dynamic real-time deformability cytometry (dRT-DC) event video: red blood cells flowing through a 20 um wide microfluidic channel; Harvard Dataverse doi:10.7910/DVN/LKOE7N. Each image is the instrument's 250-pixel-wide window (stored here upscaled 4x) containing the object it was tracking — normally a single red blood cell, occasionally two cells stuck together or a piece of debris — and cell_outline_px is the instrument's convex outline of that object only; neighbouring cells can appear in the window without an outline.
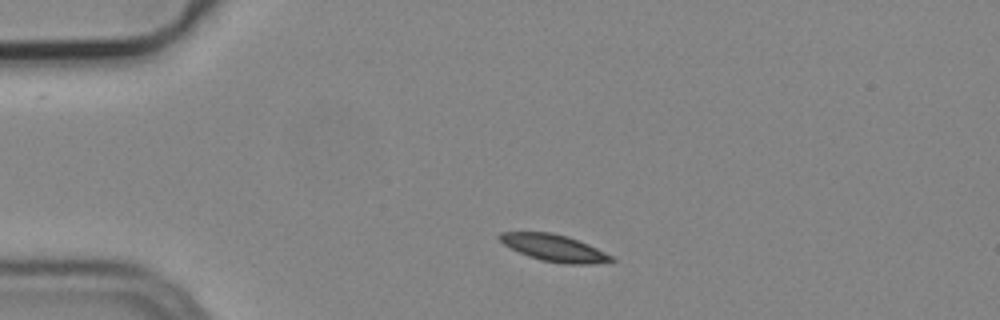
{"species": "common noctule bat (a hibernating species)", "species_latin": "Nyctalus noctula", "temperature_condition": "cold", "stored_images_in_passage": 28, "camera_frame_rate_fps": 3000, "um_per_image_px": 0.085, "animal": {"sex": "male", "body_mass_g": 19.2, "forearm_length_mm": 51.8}, "frame": {"image": 1, "passage_image": 1, "time_ms": 0.0, "image_size_px": [1000, 320], "cell_outline_px": [[616, 260], [592, 264], [564, 264], [540, 260], [528, 256], [504, 244], [496, 236], [500, 232], [552, 232], [568, 236], [588, 244], [612, 256]], "centroid_in_image_um": [47.09, 21.07], "position_along_channel_um": 37.9, "area_um2": 17.4}}
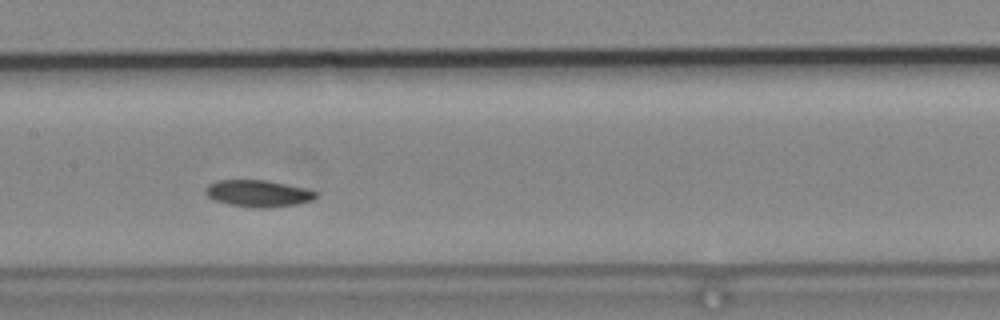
{"frame": {"image": 2, "passage_image": 16, "time_ms": 5.0, "image_size_px": [1000, 320], "cell_outline_px": [[316, 196], [312, 200], [296, 204], [272, 208], [256, 208], [228, 204], [212, 200], [204, 192], [204, 188], [208, 184], [216, 180], [268, 180], [304, 188], [316, 192]], "centroid_in_image_um": [21.88, 16.44], "position_along_channel_um": 185.5, "area_um2": 17.34}}
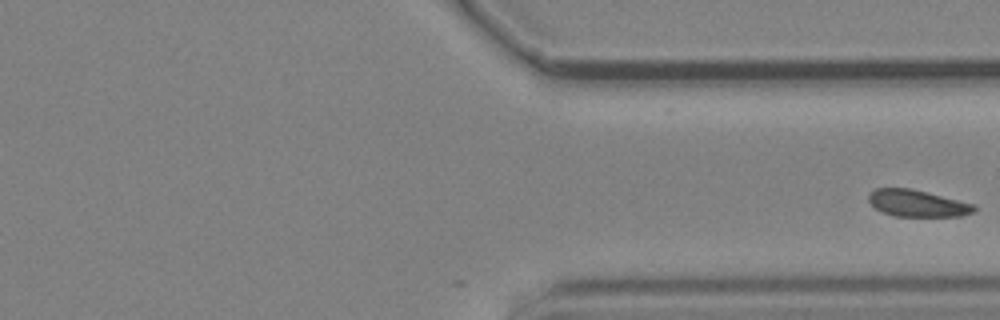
{"frame": {"image": 3, "passage_image": 28, "time_ms": 9.0, "image_size_px": [1000, 320], "cell_outline_px": [[976, 212], [960, 216], [896, 216], [884, 212], [876, 208], [868, 200], [868, 192], [876, 188], [912, 188], [976, 204]], "centroid_in_image_um": [78.01, 17.27], "position_along_channel_um": 333.4, "area_um2": 16.59}}